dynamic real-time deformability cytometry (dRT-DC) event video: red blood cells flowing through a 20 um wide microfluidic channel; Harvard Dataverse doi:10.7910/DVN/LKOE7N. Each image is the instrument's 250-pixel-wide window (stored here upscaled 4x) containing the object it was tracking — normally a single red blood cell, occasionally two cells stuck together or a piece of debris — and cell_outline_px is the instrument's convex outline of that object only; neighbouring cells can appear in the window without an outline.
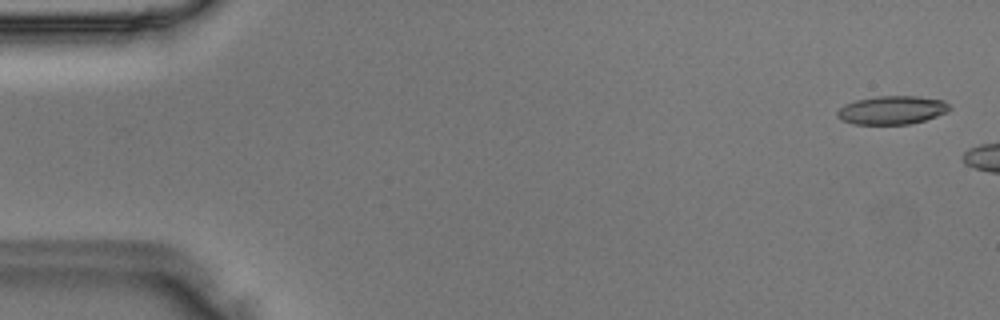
{"species": "Egyptian fruit bat (a non-hibernating species)", "species_latin": "Rousettus aegyptiacus", "temperature_condition": "room temperature", "stored_images_in_passage": 6, "camera_frame_rate_fps": 3000, "um_per_image_px": 0.085, "animal": {"sex": "male"}, "frame": {"image": 1, "passage_image": 2, "time_ms": 0.333, "image_size_px": [1000, 320], "cell_outline_px": [[952, 108], [948, 112], [924, 120], [908, 124], [852, 124], [836, 116], [836, 112], [844, 104], [856, 100], [876, 96], [916, 96], [944, 100]], "centroid_in_image_um": [75.82, 9.35], "position_along_channel_um": 9.2, "area_um2": 18.61}}